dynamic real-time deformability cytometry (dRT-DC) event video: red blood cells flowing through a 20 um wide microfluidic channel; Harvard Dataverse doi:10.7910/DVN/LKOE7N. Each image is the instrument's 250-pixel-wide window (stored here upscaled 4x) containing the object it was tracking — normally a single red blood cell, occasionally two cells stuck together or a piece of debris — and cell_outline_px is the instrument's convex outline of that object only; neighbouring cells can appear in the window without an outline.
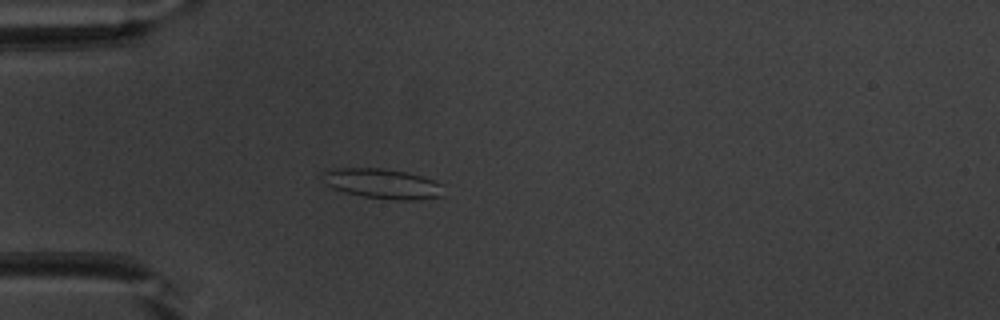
{"species": "common noctule bat (a hibernating species)", "species_latin": "Nyctalus noctula", "temperature_condition": "warm", "stored_images_in_passage": 38, "camera_frame_rate_fps": 3000, "um_per_image_px": 0.085, "animal": {"sex": "male", "body_mass_g": 20.1, "forearm_length_mm": 53.5}, "frame": {"image": 1, "passage_image": 2, "time_ms": 0.333, "image_size_px": [1000, 320], "cell_outline_px": [[444, 196], [420, 200], [396, 200], [364, 196], [344, 192], [332, 188], [320, 176], [320, 172], [336, 168], [380, 168], [404, 172], [420, 176], [444, 184]], "centroid_in_image_um": [32.54, 15.62], "position_along_channel_um": 52.5, "area_um2": 21.21}}
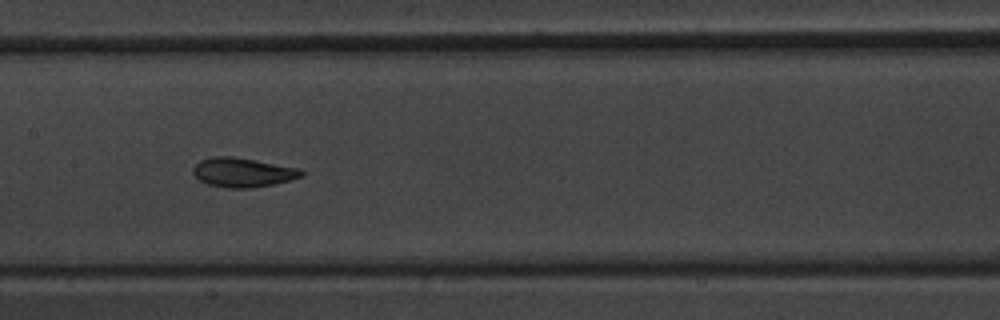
{"frame": {"image": 2, "passage_image": 13, "time_ms": 4.0, "image_size_px": [1000, 320], "cell_outline_px": [[304, 176], [272, 184], [248, 188], [228, 188], [208, 184], [200, 180], [192, 172], [192, 168], [200, 160], [216, 156], [232, 156], [256, 160], [300, 168], [304, 172]], "centroid_in_image_um": [20.63, 14.64], "position_along_channel_um": 186.8, "area_um2": 18.38}}
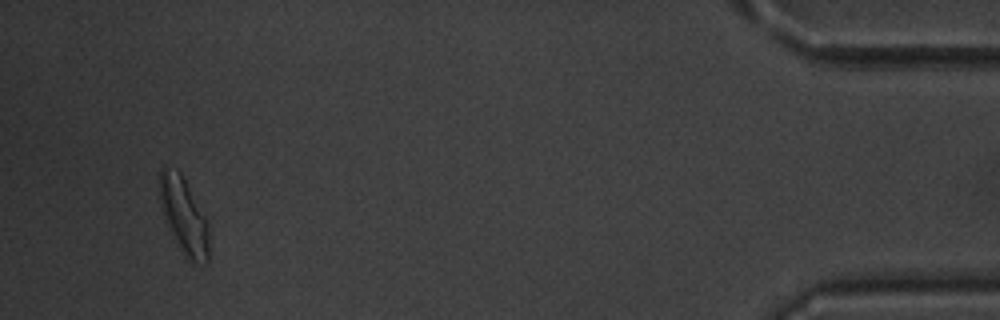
{"frame": {"image": 3, "passage_image": 36, "time_ms": 11.667, "image_size_px": [1000, 320], "cell_outline_px": [[208, 264], [192, 264], [184, 260], [168, 224], [160, 204], [160, 168], [164, 168], [180, 172], [208, 220]], "centroid_in_image_um": [15.67, 18.46], "position_along_channel_um": 419.5, "area_um2": 21.85}, "authors_computed_cell_mechanics": {"area_um2": 18.3804, "velocity_mm_per_s": 3.9539, "shape_relaxation_time_tau1_ms": 4.7189, "shape_relaxation_time_tau2_ms": 1.9435, "deformation_change_tau1": 0.1207, "deformation_change_tau2": 0.0922}}